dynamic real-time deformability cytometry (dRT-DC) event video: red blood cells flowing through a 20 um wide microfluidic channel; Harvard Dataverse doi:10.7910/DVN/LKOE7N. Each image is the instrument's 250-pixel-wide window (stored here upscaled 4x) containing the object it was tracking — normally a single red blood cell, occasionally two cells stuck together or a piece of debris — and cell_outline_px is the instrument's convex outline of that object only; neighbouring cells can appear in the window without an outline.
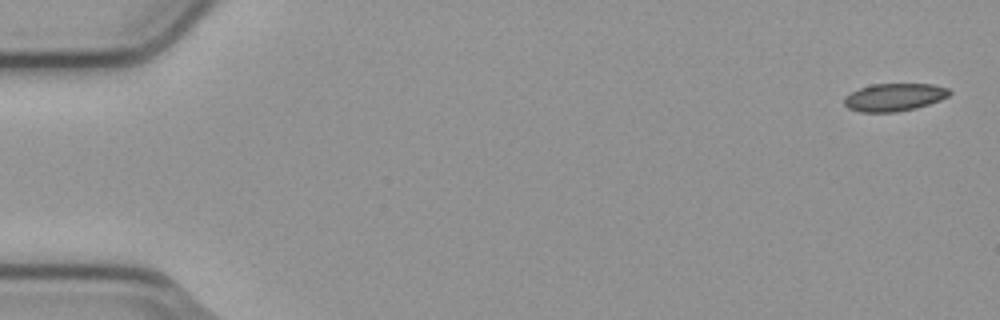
{"species": "common noctule bat (a hibernating species)", "species_latin": "Nyctalus noctula", "temperature_condition": "cold", "stored_images_in_passage": 5, "camera_frame_rate_fps": 3000, "um_per_image_px": 0.085, "animal": {"sex": "male", "body_mass_g": 23.1, "forearm_length_mm": 52.7}, "frame": {"image": 1, "passage_image": 1, "time_ms": 0.0, "image_size_px": [1000, 320], "cell_outline_px": [[952, 92], [948, 96], [940, 100], [916, 108], [896, 112], [860, 112], [848, 108], [844, 104], [844, 96], [860, 88], [872, 84], [932, 84], [948, 88]], "centroid_in_image_um": [76.01, 8.26], "position_along_channel_um": 9.0, "area_um2": 16.99}}
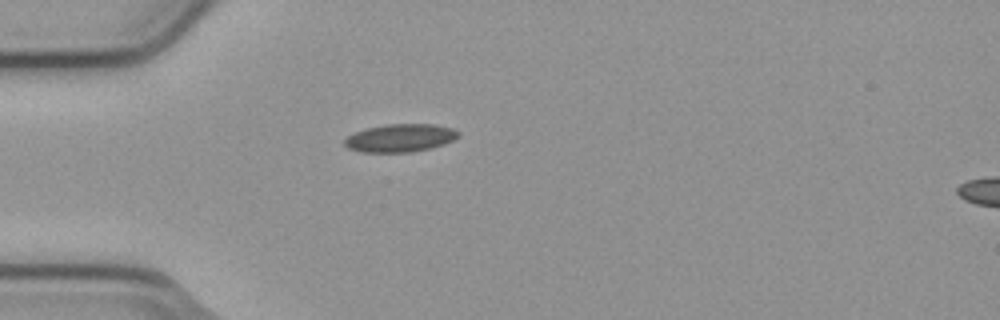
{"frame": {"image": 2, "passage_image": 5, "time_ms": 1.333, "image_size_px": [1000, 320], "cell_outline_px": [[460, 136], [444, 144], [428, 148], [408, 152], [360, 152], [348, 148], [344, 144], [344, 140], [348, 136], [356, 132], [368, 128], [388, 124], [432, 124], [452, 128], [460, 132]], "centroid_in_image_um": [34.02, 11.72], "position_along_channel_um": 51.0, "area_um2": 18.32}}